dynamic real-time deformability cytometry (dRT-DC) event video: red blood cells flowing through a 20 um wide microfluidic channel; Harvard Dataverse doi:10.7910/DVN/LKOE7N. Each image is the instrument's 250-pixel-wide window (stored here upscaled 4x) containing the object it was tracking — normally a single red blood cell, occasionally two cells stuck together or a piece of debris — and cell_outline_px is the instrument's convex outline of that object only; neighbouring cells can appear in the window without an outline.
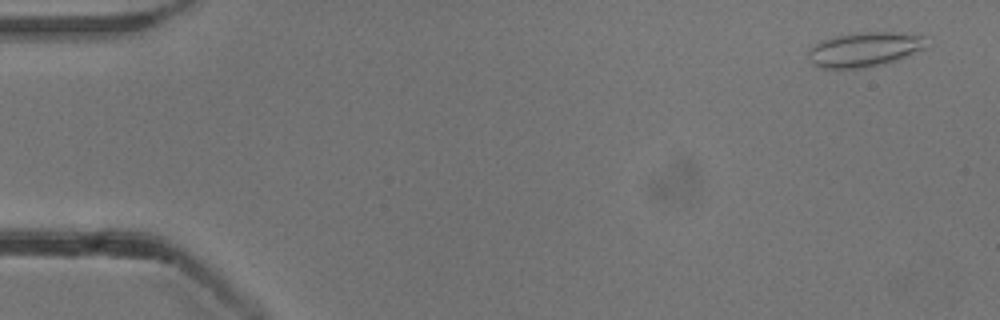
{"species": "common noctule bat (a hibernating species)", "species_latin": "Nyctalus noctula", "temperature_condition": "cold", "stored_images_in_passage": 53, "camera_frame_rate_fps": 3000, "um_per_image_px": 0.085, "animal": {"sex": "male", "body_mass_g": 13.3}, "frame": {"image": 1, "passage_image": 3, "time_ms": 0.667, "image_size_px": [1000, 320], "cell_outline_px": [[928, 48], [896, 60], [884, 64], [864, 68], [820, 68], [812, 64], [808, 56], [808, 52], [812, 44], [836, 36], [856, 32], [892, 32], [924, 36]], "centroid_in_image_um": [73.48, 4.21], "position_along_channel_um": 11.5, "area_um2": 23.93}}
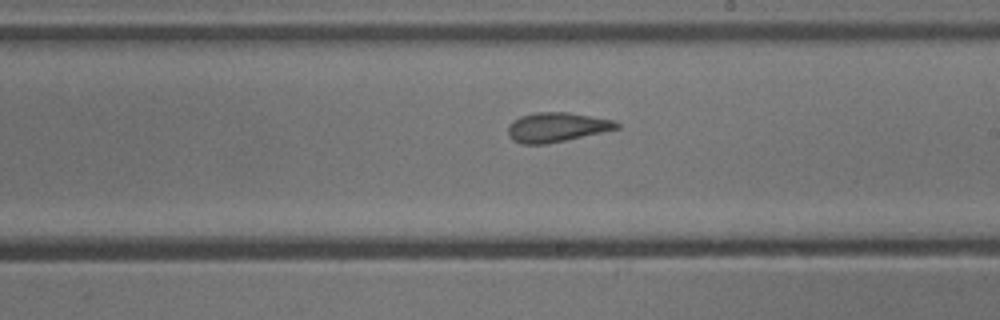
{"frame": {"image": 2, "passage_image": 31, "time_ms": 10.0, "image_size_px": [1000, 320], "cell_outline_px": [[620, 128], [564, 140], [544, 144], [520, 144], [512, 140], [508, 136], [508, 124], [512, 120], [520, 116], [536, 112], [568, 112], [616, 120], [620, 124]], "centroid_in_image_um": [47.29, 10.8], "position_along_channel_um": 241.7, "area_um2": 18.73}}
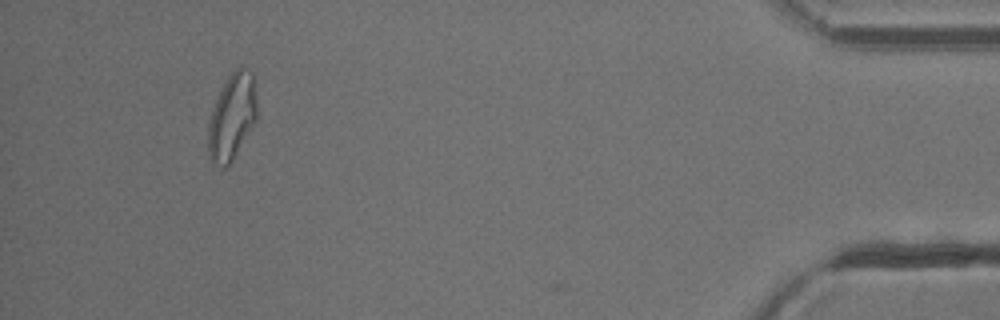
{"frame": {"image": 3, "passage_image": 50, "time_ms": 16.333, "image_size_px": [1000, 320], "cell_outline_px": [[256, 120], [232, 160], [224, 168], [220, 168], [212, 164], [208, 156], [208, 124], [216, 100], [228, 76], [240, 64], [248, 68], [252, 72], [256, 80]], "centroid_in_image_um": [19.73, 9.9], "position_along_channel_um": 415.5, "area_um2": 24.62}, "authors_computed_cell_mechanics": {"area_um2": 20.4034, "velocity_mm_per_s": 3.8486, "shape_relaxation_time_tau1_ms": null, "shape_relaxation_time_tau2_ms": 2.0879, "deformation_change_tau1": null, "deformation_change_tau2": 0.1039}}